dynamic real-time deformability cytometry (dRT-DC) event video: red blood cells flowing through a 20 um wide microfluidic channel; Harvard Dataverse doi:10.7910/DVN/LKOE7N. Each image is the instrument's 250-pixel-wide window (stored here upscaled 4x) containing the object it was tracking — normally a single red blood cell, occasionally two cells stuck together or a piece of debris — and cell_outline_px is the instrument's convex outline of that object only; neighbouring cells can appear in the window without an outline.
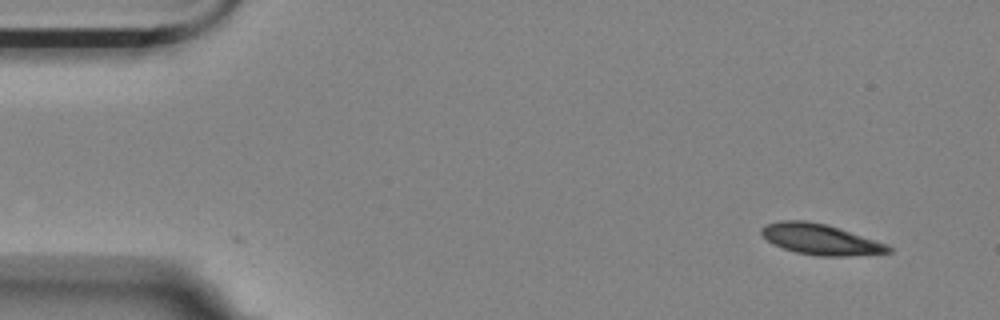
{"species": "Egyptian fruit bat (a non-hibernating species)", "species_latin": "Rousettus aegyptiacus", "temperature_condition": "room temperature", "stored_images_in_passage": 4, "camera_frame_rate_fps": 3000, "um_per_image_px": 0.085, "animal": {"sex": "female"}, "frame": {"image": 1, "passage_image": 1, "time_ms": 0.0, "image_size_px": [1000, 320], "cell_outline_px": [[892, 252], [848, 256], [816, 256], [796, 252], [784, 248], [768, 240], [760, 232], [760, 228], [764, 224], [780, 220], [804, 220], [828, 224], [888, 244], [892, 248]], "centroid_in_image_um": [69.75, 20.33], "position_along_channel_um": 15.3, "area_um2": 22.77}}
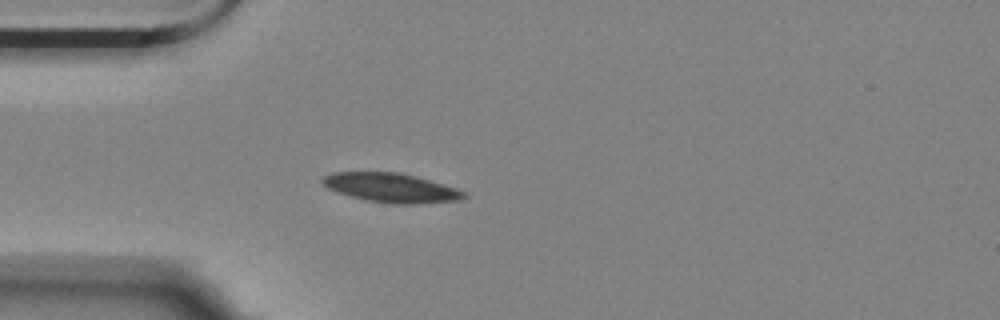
{"frame": {"image": 2, "passage_image": 4, "time_ms": 3.667, "image_size_px": [1000, 320], "cell_outline_px": [[468, 196], [460, 200], [416, 204], [392, 204], [368, 200], [352, 196], [328, 188], [320, 180], [324, 176], [332, 172], [400, 172], [456, 188], [464, 192]], "centroid_in_image_um": [33.26, 15.96], "position_along_channel_um": 51.7, "area_um2": 23.76}}